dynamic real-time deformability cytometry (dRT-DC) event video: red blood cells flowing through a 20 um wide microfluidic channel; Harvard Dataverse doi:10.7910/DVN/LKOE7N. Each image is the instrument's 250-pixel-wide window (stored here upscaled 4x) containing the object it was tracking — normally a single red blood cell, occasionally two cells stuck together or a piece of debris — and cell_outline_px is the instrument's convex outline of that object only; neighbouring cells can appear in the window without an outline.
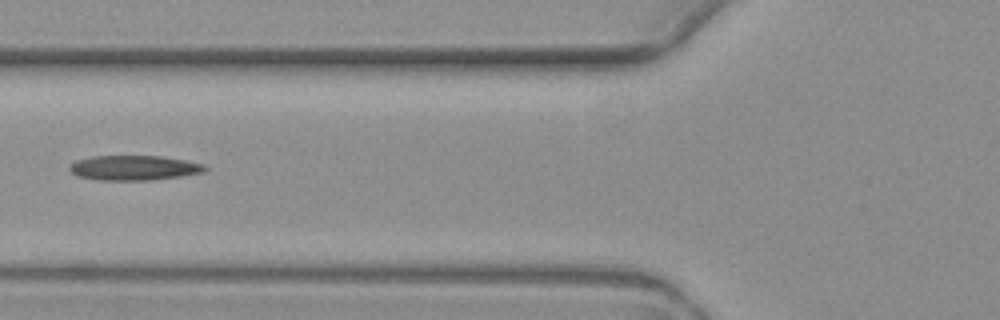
{"species": "common noctule bat (a hibernating species)", "species_latin": "Nyctalus noctula", "temperature_condition": "warm", "stored_images_in_passage": 9, "camera_frame_rate_fps": 3000, "um_per_image_px": 0.085, "animal": {"sex": "female", "body_mass_g": 19.3, "forearm_length_mm": 54.1}, "frame": {"image": 1, "passage_image": 6, "time_ms": 7.0, "image_size_px": [1000, 320], "cell_outline_px": [[208, 168], [204, 172], [180, 176], [152, 180], [100, 180], [80, 176], [72, 172], [68, 168], [68, 164], [76, 160], [92, 156], [160, 156], [184, 160], [204, 164]], "centroid_in_image_um": [11.38, 14.26], "position_along_channel_um": 114.4, "area_um2": 19.54}}
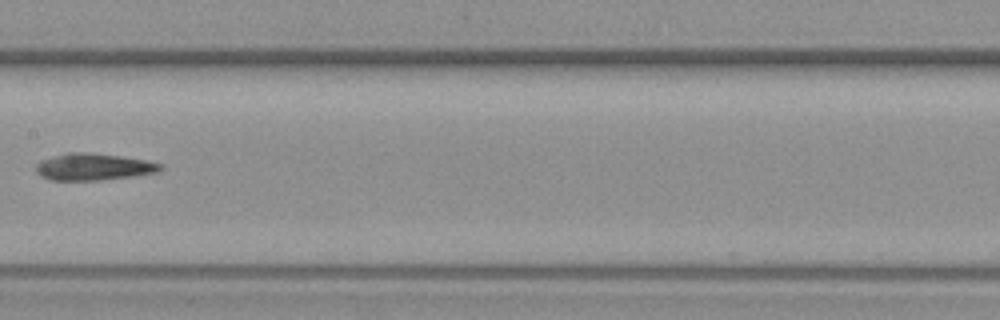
{"frame": {"image": 2, "passage_image": 8, "time_ms": 9.333, "image_size_px": [1000, 320], "cell_outline_px": [[164, 168], [156, 172], [132, 176], [100, 180], [48, 180], [40, 176], [36, 172], [36, 164], [40, 160], [52, 156], [68, 152], [92, 152], [148, 160], [164, 164]], "centroid_in_image_um": [7.93, 14.17], "position_along_channel_um": 199.5, "area_um2": 19.71}}
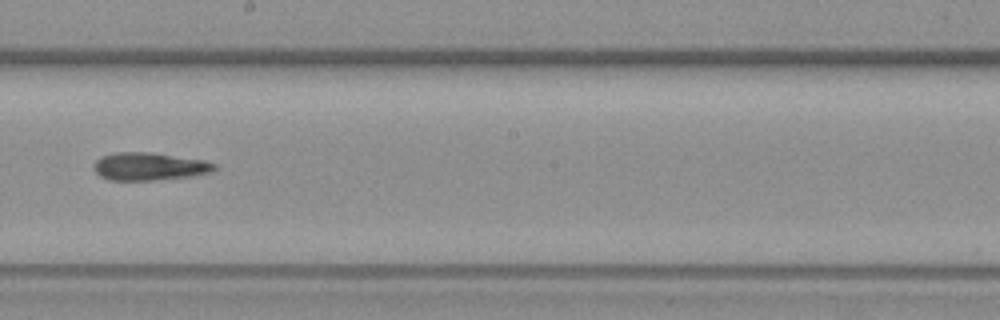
{"frame": {"image": 3, "passage_image": 9, "time_ms": 10.333, "image_size_px": [1000, 320], "cell_outline_px": [[216, 168], [212, 172], [192, 176], [152, 180], [108, 180], [100, 176], [92, 168], [92, 164], [100, 156], [116, 152], [152, 152], [204, 160], [216, 164]], "centroid_in_image_um": [12.66, 14.14], "position_along_channel_um": 235.5, "area_um2": 19.71}}